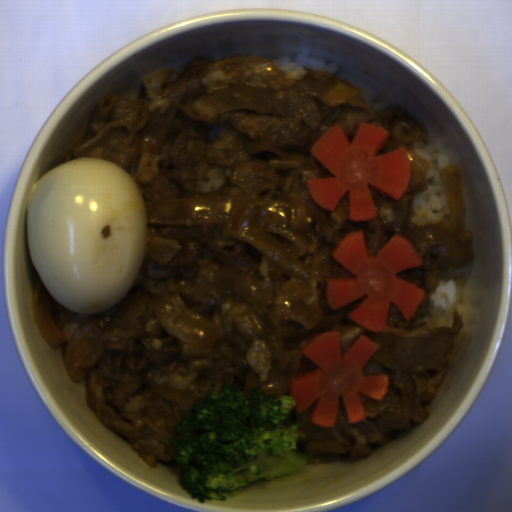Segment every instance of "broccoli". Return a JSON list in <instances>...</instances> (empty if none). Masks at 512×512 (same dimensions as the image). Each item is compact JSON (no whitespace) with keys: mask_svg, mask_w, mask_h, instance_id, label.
I'll return each mask as SVG.
<instances>
[{"mask_svg":"<svg viewBox=\"0 0 512 512\" xmlns=\"http://www.w3.org/2000/svg\"><path fill=\"white\" fill-rule=\"evenodd\" d=\"M213 383L174 425L171 456L178 483L197 502L236 497L251 484L301 472L308 458L298 452V423L292 396L268 398L258 385L247 389Z\"/></svg>","mask_w":512,"mask_h":512,"instance_id":"broccoli-1","label":"broccoli"}]
</instances>
